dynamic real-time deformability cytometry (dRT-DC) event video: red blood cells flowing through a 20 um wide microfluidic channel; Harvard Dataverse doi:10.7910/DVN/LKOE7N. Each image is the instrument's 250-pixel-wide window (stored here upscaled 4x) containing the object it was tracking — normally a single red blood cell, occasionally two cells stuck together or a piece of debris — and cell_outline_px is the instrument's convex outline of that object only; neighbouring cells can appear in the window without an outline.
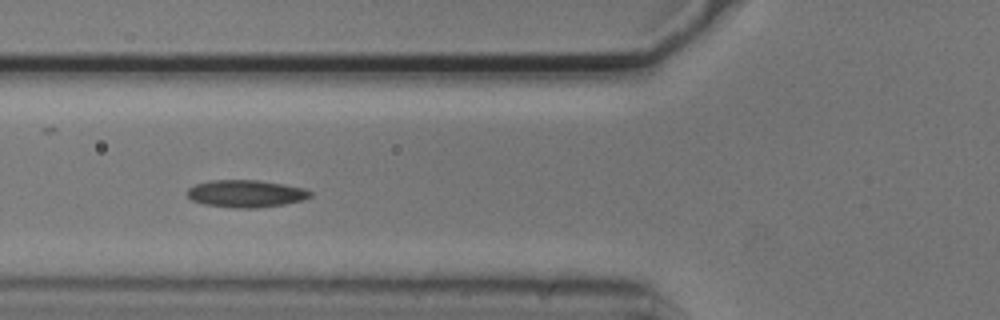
{"species": "common noctule bat (a hibernating species)", "species_latin": "Nyctalus noctula", "temperature_condition": "cold", "stored_images_in_passage": 8, "camera_frame_rate_fps": 3000, "um_per_image_px": 0.085, "animal": {"sex": "male", "body_mass_g": 20.5, "forearm_length_mm": 52.5}, "frame": {"image": 1, "passage_image": 4, "time_ms": 1.0, "image_size_px": [1000, 320], "cell_outline_px": [[312, 196], [304, 200], [284, 204], [256, 208], [232, 208], [204, 204], [192, 200], [188, 196], [188, 188], [196, 184], [212, 180], [256, 180], [284, 184], [304, 188], [312, 192]], "centroid_in_image_um": [20.93, 16.46], "position_along_channel_um": 104.9, "area_um2": 19.59}}
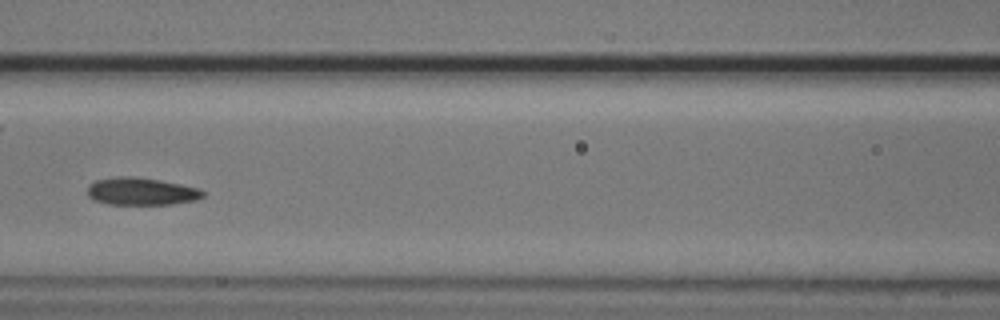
{"frame": {"image": 2, "passage_image": 5, "time_ms": 1.333, "image_size_px": [1000, 320], "cell_outline_px": [[204, 196], [196, 200], [172, 204], [108, 204], [92, 200], [88, 196], [88, 184], [96, 180], [120, 176], [136, 176], [160, 180], [200, 188], [204, 192]], "centroid_in_image_um": [12.0, 16.26], "position_along_channel_um": 154.6, "area_um2": 18.61}}
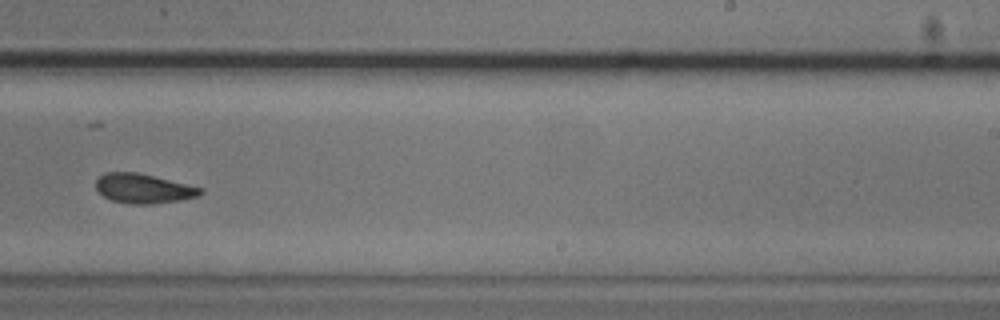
{"frame": {"image": 3, "passage_image": 8, "time_ms": 2.333, "image_size_px": [1000, 320], "cell_outline_px": [[204, 192], [200, 196], [180, 200], [152, 204], [128, 204], [112, 200], [96, 192], [96, 180], [104, 172], [136, 172], [204, 188]], "centroid_in_image_um": [12.19, 16.03], "position_along_channel_um": 276.8, "area_um2": 18.09}}